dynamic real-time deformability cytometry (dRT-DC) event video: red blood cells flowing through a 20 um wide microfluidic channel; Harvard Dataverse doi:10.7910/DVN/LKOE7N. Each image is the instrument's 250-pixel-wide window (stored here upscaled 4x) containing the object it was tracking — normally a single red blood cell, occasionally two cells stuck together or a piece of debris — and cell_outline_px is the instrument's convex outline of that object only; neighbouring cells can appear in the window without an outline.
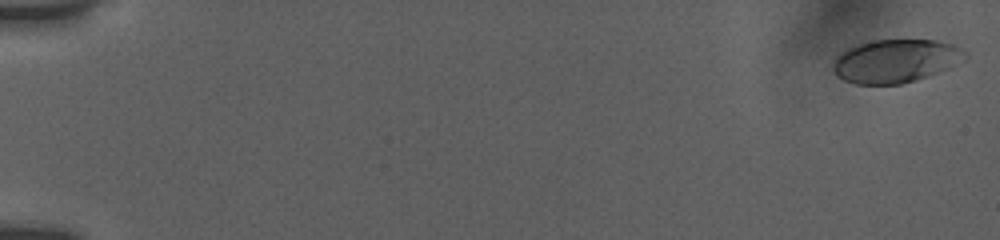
{"species": "human", "species_latin": "Homo sapiens", "temperature_condition": "room temperature", "stored_images_in_passage": 29, "camera_frame_rate_fps": 3000, "um_per_image_px": 0.085, "donor": {"sex": "female"}, "frame": {"image": 1, "passage_image": 1, "time_ms": 0.0, "image_size_px": [1000, 240], "cell_outline_px": [[968, 56], [964, 60], [948, 68], [928, 76], [916, 80], [900, 84], [856, 84], [844, 80], [836, 76], [832, 68], [832, 64], [836, 56], [840, 52], [848, 48], [872, 40], [936, 40], [956, 44], [968, 52]], "centroid_in_image_um": [76.14, 5.18], "position_along_channel_um": 8.9, "area_um2": 33.58}}
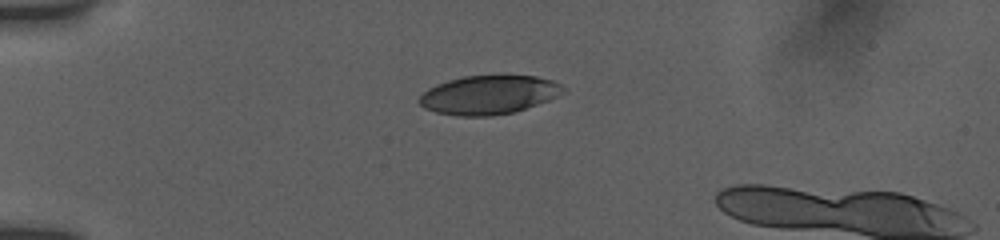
{"frame": {"image": 2, "passage_image": 22, "time_ms": 4.667, "image_size_px": [1000, 240], "cell_outline_px": [[564, 92], [548, 100], [516, 112], [492, 116], [456, 116], [436, 112], [424, 108], [420, 104], [420, 96], [428, 88], [436, 84], [448, 80], [464, 76], [504, 72], [536, 76], [552, 80], [560, 84], [564, 88]], "centroid_in_image_um": [41.57, 8.02], "position_along_channel_um": 43.4, "area_um2": 33.47}}